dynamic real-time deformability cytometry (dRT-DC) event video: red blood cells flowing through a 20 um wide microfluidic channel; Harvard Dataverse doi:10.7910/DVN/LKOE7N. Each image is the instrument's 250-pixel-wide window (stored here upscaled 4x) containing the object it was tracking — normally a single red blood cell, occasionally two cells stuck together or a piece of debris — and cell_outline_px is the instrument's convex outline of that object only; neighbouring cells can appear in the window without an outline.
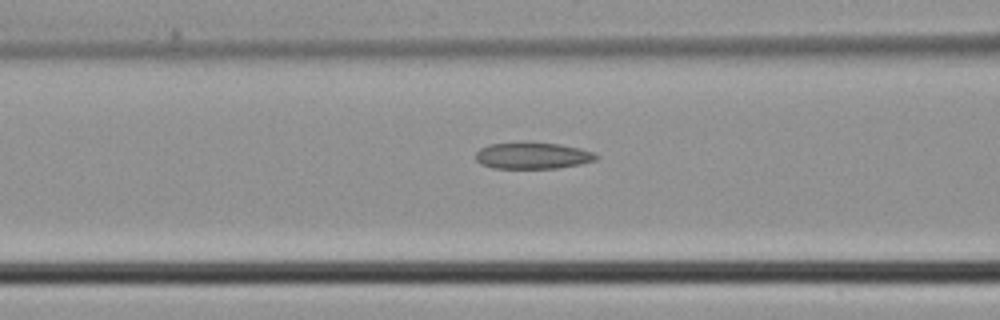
{"species": "common noctule bat (a hibernating species)", "species_latin": "Nyctalus noctula", "temperature_condition": "cold", "stored_images_in_passage": 4, "camera_frame_rate_fps": 3000, "um_per_image_px": 0.085, "animal": {"sex": "male", "body_mass_g": 21.5, "forearm_length_mm": 52.0}, "frame": {"image": 1, "passage_image": 4, "time_ms": 1.0, "image_size_px": [1000, 320], "cell_outline_px": [[600, 156], [596, 160], [580, 164], [556, 168], [492, 168], [480, 164], [476, 160], [476, 152], [480, 148], [488, 144], [524, 140], [528, 140], [560, 144], [580, 148], [592, 152]], "centroid_in_image_um": [45.24, 13.19], "position_along_channel_um": 121.4, "area_um2": 19.25}}